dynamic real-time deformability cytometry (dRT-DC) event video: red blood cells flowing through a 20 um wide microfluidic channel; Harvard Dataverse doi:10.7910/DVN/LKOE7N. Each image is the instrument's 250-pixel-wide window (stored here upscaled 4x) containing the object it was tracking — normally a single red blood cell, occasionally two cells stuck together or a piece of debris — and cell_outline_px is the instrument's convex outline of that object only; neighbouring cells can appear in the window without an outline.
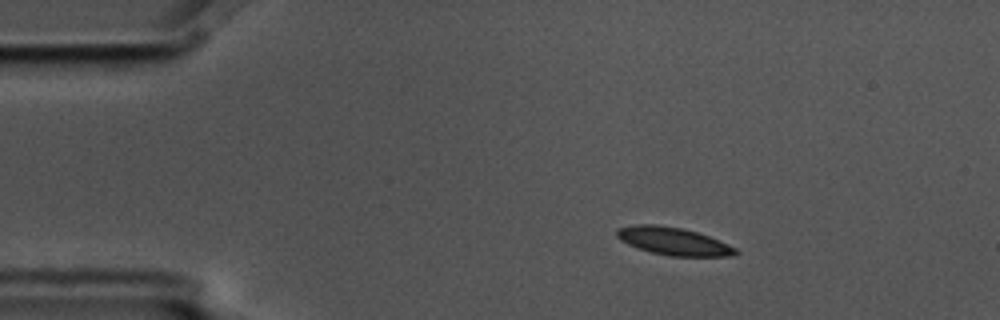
{"species": "common noctule bat (a hibernating species)", "species_latin": "Nyctalus noctula", "temperature_condition": "cold", "stored_images_in_passage": 3, "camera_frame_rate_fps": 3000, "um_per_image_px": 0.085, "animal": {"sex": "male", "body_mass_g": 17.5, "forearm_length_mm": 52.3}, "frame": {"image": 1, "passage_image": 1, "time_ms": 0.0, "image_size_px": [1000, 320], "cell_outline_px": [[740, 252], [736, 256], [668, 256], [652, 252], [628, 244], [620, 240], [616, 236], [616, 228], [636, 224], [656, 224], [680, 228], [696, 232], [708, 236], [728, 244], [736, 248]], "centroid_in_image_um": [57.24, 20.5], "position_along_channel_um": 27.8, "area_um2": 19.13}}
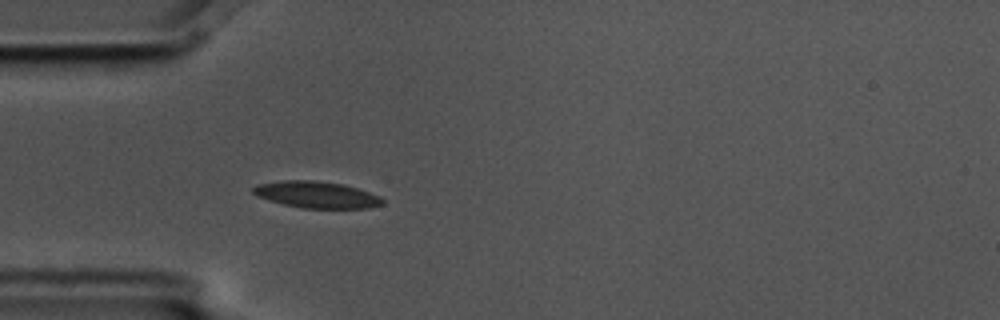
{"frame": {"image": 2, "passage_image": 3, "time_ms": 0.667, "image_size_px": [1000, 320], "cell_outline_px": [[384, 204], [368, 208], [304, 208], [284, 204], [268, 200], [256, 196], [252, 192], [252, 188], [256, 184], [280, 180], [312, 180], [344, 184], [380, 196], [384, 200]], "centroid_in_image_um": [26.88, 16.54], "position_along_channel_um": 58.1, "area_um2": 20.11}}